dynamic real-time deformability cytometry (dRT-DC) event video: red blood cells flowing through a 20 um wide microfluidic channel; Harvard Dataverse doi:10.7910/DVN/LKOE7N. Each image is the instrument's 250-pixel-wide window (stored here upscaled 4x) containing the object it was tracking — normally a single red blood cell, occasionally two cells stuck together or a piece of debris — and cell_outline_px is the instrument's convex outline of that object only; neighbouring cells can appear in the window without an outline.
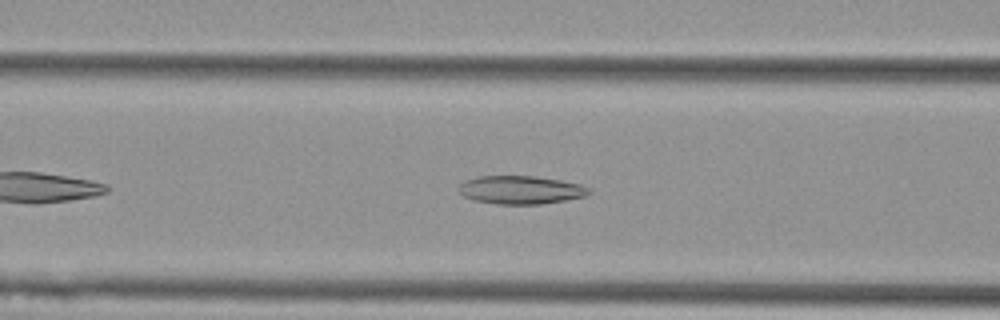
{"species": "Egyptian fruit bat (a non-hibernating species)", "species_latin": "Rousettus aegyptiacus", "temperature_condition": "cold", "stored_images_in_passage": 42, "camera_frame_rate_fps": 3000, "um_per_image_px": 0.085, "animal": {"sex": "female"}, "frame": {"image": 1, "passage_image": 10, "time_ms": 3.0, "image_size_px": [1000, 320], "cell_outline_px": [[592, 192], [584, 196], [564, 200], [540, 204], [496, 204], [476, 200], [464, 196], [456, 188], [464, 180], [480, 176], [536, 176], [560, 180], [580, 184], [588, 188]], "centroid_in_image_um": [44.23, 16.13], "position_along_channel_um": 122.4, "area_um2": 21.33}}
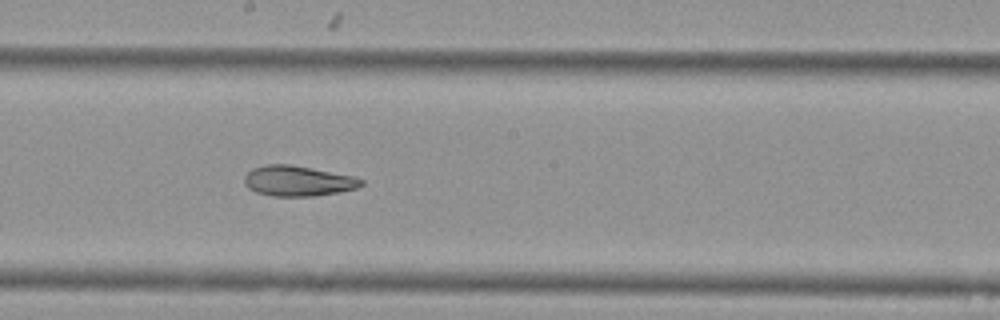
{"frame": {"image": 2, "passage_image": 18, "time_ms": 5.667, "image_size_px": [1000, 320], "cell_outline_px": [[364, 184], [356, 188], [340, 192], [316, 196], [272, 196], [256, 192], [248, 188], [244, 184], [244, 176], [252, 168], [268, 164], [288, 164], [312, 168], [352, 176], [364, 180]], "centroid_in_image_um": [25.31, 15.38], "position_along_channel_um": 222.9, "area_um2": 20.69}}
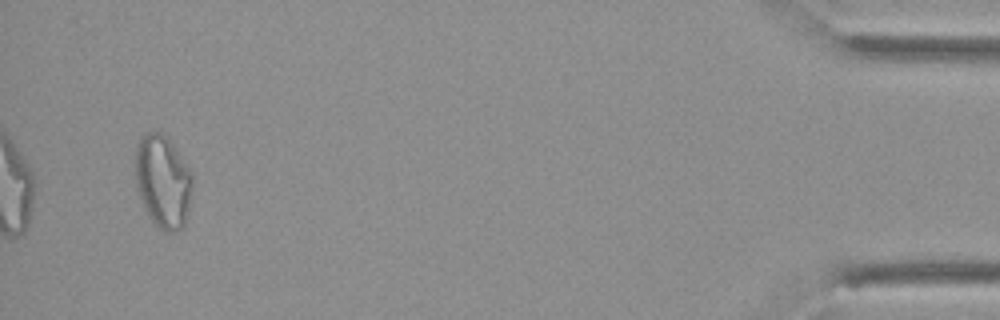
{"frame": {"image": 3, "passage_image": 40, "time_ms": 13.0, "image_size_px": [1000, 320], "cell_outline_px": [[192, 188], [188, 212], [184, 228], [172, 232], [168, 232], [160, 228], [152, 220], [144, 208], [136, 188], [136, 144], [140, 136], [148, 132], [164, 132], [192, 172]], "centroid_in_image_um": [13.85, 15.41], "position_along_channel_um": 421.3, "area_um2": 31.04}, "authors_computed_cell_mechanics": {"area_um2": 22.9177, "velocity_mm_per_s": 3.7834, "shape_relaxation_time_tau1_ms": null, "shape_relaxation_time_tau2_ms": 4.4317, "deformation_change_tau1": null, "deformation_change_tau2": 0.1128}}